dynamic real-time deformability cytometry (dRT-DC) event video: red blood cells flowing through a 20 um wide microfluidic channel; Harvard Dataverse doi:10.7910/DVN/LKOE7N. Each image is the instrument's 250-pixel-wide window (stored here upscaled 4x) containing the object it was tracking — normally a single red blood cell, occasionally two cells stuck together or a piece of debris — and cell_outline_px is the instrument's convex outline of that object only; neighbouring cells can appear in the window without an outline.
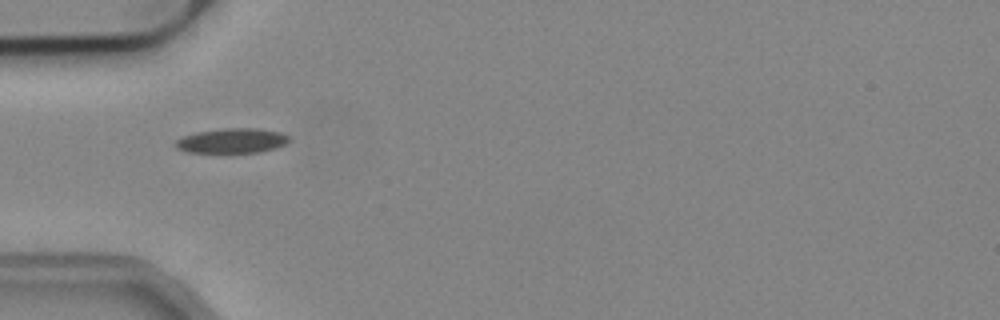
{"species": "common noctule bat (a hibernating species)", "species_latin": "Nyctalus noctula", "temperature_condition": "cold", "stored_images_in_passage": 20, "camera_frame_rate_fps": 3000, "um_per_image_px": 0.085, "animal": {"sex": "male", "body_mass_g": 19.2, "forearm_length_mm": 51.8}, "frame": {"image": 1, "passage_image": 1, "time_ms": 0.0, "image_size_px": [1000, 320], "cell_outline_px": [[292, 140], [276, 148], [260, 152], [184, 152], [176, 148], [172, 144], [176, 140], [184, 136], [196, 132], [224, 128], [256, 128], [280, 132], [288, 136]], "centroid_in_image_um": [19.7, 11.96], "position_along_channel_um": 65.3, "area_um2": 16.47}}
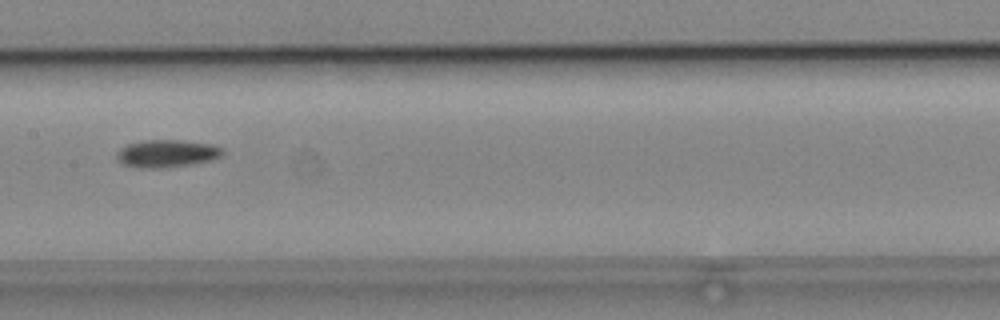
{"frame": {"image": 2, "passage_image": 11, "time_ms": 3.333, "image_size_px": [1000, 320], "cell_outline_px": [[224, 156], [212, 160], [192, 164], [164, 168], [136, 168], [120, 164], [116, 160], [116, 152], [120, 148], [128, 144], [144, 140], [180, 140], [212, 144], [224, 148]], "centroid_in_image_um": [14.17, 13.06], "position_along_channel_um": 193.2, "area_um2": 17.46}}
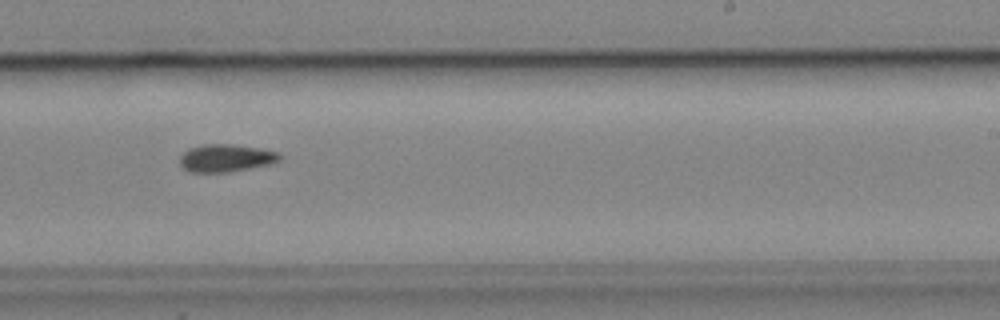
{"frame": {"image": 3, "passage_image": 17, "time_ms": 5.333, "image_size_px": [1000, 320], "cell_outline_px": [[280, 160], [268, 164], [228, 172], [188, 172], [180, 164], [180, 156], [188, 148], [200, 144], [232, 144], [260, 148], [280, 152]], "centroid_in_image_um": [19.17, 13.42], "position_along_channel_um": 269.8, "area_um2": 16.07}}